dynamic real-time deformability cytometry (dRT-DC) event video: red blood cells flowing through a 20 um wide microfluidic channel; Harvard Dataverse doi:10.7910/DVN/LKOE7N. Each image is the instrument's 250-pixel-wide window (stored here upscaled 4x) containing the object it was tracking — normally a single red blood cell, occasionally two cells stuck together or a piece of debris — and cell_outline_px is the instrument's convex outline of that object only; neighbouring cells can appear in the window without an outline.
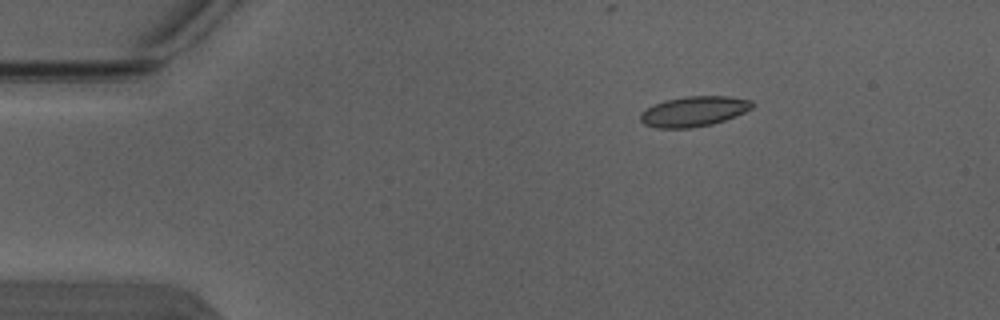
{"species": "Egyptian fruit bat (a non-hibernating species)", "species_latin": "Rousettus aegyptiacus", "temperature_condition": "warm", "stored_images_in_passage": 3, "camera_frame_rate_fps": 3000, "um_per_image_px": 0.085, "animal": {"sex": "male"}, "frame": {"image": 1, "passage_image": 1, "time_ms": 0.0, "image_size_px": [1000, 320], "cell_outline_px": [[756, 104], [752, 108], [736, 116], [712, 124], [692, 128], [656, 128], [644, 124], [640, 120], [640, 112], [664, 100], [684, 96], [732, 96], [752, 100]], "centroid_in_image_um": [59.0, 9.46], "position_along_channel_um": 26.0, "area_um2": 19.83}}
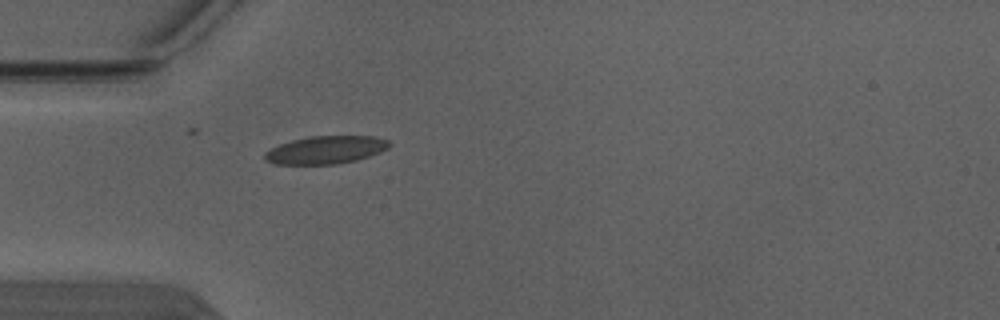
{"frame": {"image": 2, "passage_image": 3, "time_ms": 0.667, "image_size_px": [1000, 320], "cell_outline_px": [[392, 144], [388, 148], [380, 152], [356, 160], [336, 164], [276, 164], [264, 160], [264, 152], [280, 144], [292, 140], [312, 136], [376, 136], [388, 140]], "centroid_in_image_um": [27.7, 12.74], "position_along_channel_um": 57.3, "area_um2": 20.17}}